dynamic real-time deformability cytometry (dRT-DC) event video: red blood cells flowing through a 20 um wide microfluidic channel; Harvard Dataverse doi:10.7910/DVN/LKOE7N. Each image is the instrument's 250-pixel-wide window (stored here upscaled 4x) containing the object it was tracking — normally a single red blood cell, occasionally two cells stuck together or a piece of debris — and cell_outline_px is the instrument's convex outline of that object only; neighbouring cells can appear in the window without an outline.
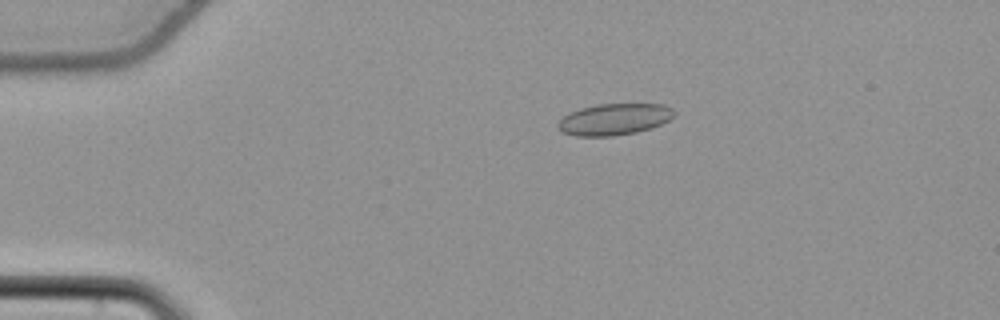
{"species": "common noctule bat (a hibernating species)", "species_latin": "Nyctalus noctula", "temperature_condition": "cold", "stored_images_in_passage": 44, "camera_frame_rate_fps": 3000, "um_per_image_px": 0.085, "animal": {"sex": "female", "body_mass_g": 22.7, "forearm_length_mm": 54.2}, "frame": {"image": 1, "passage_image": 1, "time_ms": 0.0, "image_size_px": [1000, 320], "cell_outline_px": [[676, 116], [652, 128], [636, 132], [612, 136], [576, 136], [560, 132], [556, 128], [556, 124], [564, 116], [580, 108], [596, 104], [664, 104], [672, 108], [676, 112]], "centroid_in_image_um": [52.21, 10.14], "position_along_channel_um": 32.8, "area_um2": 21.5}}
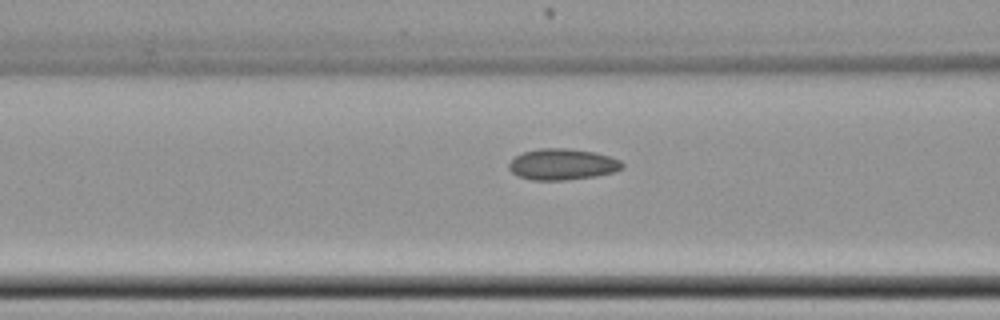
{"frame": {"image": 2, "passage_image": 12, "time_ms": 3.667, "image_size_px": [1000, 320], "cell_outline_px": [[624, 168], [616, 172], [596, 176], [564, 180], [532, 180], [520, 176], [512, 172], [508, 168], [508, 164], [516, 156], [524, 152], [540, 148], [568, 148], [596, 152], [620, 160], [624, 164]], "centroid_in_image_um": [47.84, 13.96], "position_along_channel_um": 118.8, "area_um2": 20.63}}
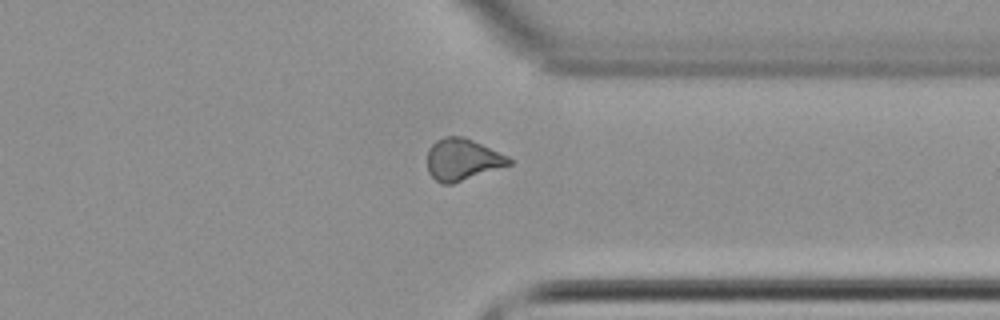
{"frame": {"image": 3, "passage_image": 32, "time_ms": 10.333, "image_size_px": [1000, 320], "cell_outline_px": [[512, 164], [452, 184], [444, 184], [436, 180], [428, 172], [428, 148], [436, 140], [444, 136], [464, 136], [508, 156], [512, 160]], "centroid_in_image_um": [39.3, 13.55], "position_along_channel_um": 372.1, "area_um2": 19.83}, "authors_computed_cell_mechanics": {"area_um2": 19.9121, "velocity_mm_per_s": 3.8125, "shape_relaxation_time_tau1_ms": null, "shape_relaxation_time_tau2_ms": 2.435, "deformation_change_tau1": null, "deformation_change_tau2": 0.0798}}